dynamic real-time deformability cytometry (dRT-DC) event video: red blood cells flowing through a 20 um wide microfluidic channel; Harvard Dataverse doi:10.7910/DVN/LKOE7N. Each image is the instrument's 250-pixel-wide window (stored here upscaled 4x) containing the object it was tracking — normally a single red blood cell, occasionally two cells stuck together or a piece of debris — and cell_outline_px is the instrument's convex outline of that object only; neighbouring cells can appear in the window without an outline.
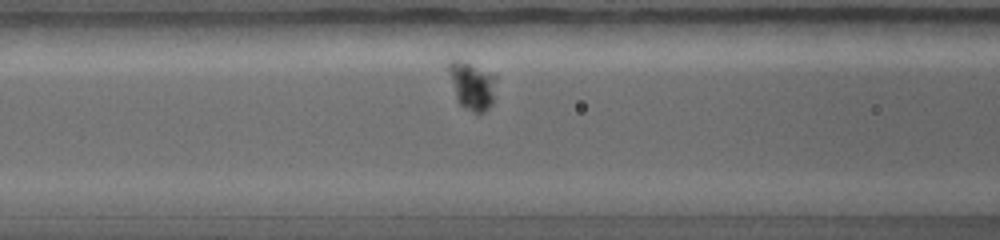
{"species": "common noctule bat (a hibernating species)", "species_latin": "Nyctalus noctula", "temperature_condition": "warm", "stored_images_in_passage": 27, "camera_frame_rate_fps": 5000, "um_per_image_px": 0.085, "animal": {"sex": "female", "body_mass_g": 19.0, "forearm_length_mm": 56.7}, "frame": {"image": 1, "passage_image": 10, "time_ms": 1.6, "image_size_px": [1000, 240], "cell_outline_px": [[496, 76], [492, 100], [480, 112], [476, 112], [460, 104], [448, 72], [448, 60], [452, 56], [464, 60]], "centroid_in_image_um": [40.06, 7.14], "position_along_channel_um": 126.5, "area_um2": 12.66}}
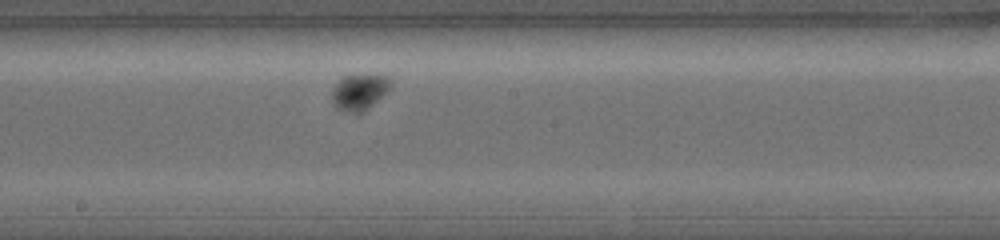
{"frame": {"image": 2, "passage_image": 19, "time_ms": 3.2, "image_size_px": [1000, 240], "cell_outline_px": [[392, 80], [388, 88], [380, 96], [360, 112], [356, 112], [340, 108], [336, 104], [332, 96], [332, 92], [340, 76], [380, 72], [388, 76]], "centroid_in_image_um": [30.57, 7.68], "position_along_channel_um": 217.6, "area_um2": 11.91}}
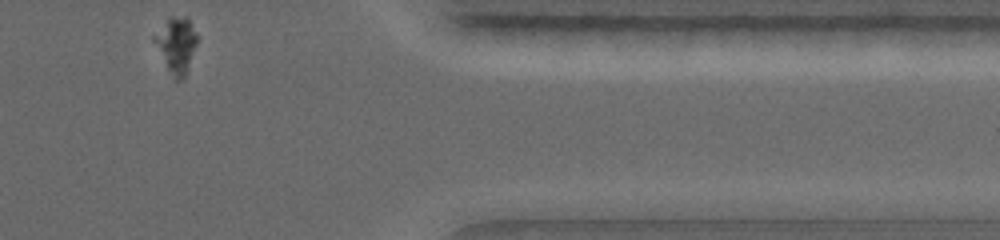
{"frame": {"image": 3, "passage_image": 27, "time_ms": 6.6, "image_size_px": [1000, 240], "cell_outline_px": [[196, 44], [184, 76], [180, 80], [176, 80], [152, 40], [152, 36], [172, 16], [188, 16], [196, 32]], "centroid_in_image_um": [14.99, 3.74], "position_along_channel_um": 396.4, "area_um2": 13.18}}